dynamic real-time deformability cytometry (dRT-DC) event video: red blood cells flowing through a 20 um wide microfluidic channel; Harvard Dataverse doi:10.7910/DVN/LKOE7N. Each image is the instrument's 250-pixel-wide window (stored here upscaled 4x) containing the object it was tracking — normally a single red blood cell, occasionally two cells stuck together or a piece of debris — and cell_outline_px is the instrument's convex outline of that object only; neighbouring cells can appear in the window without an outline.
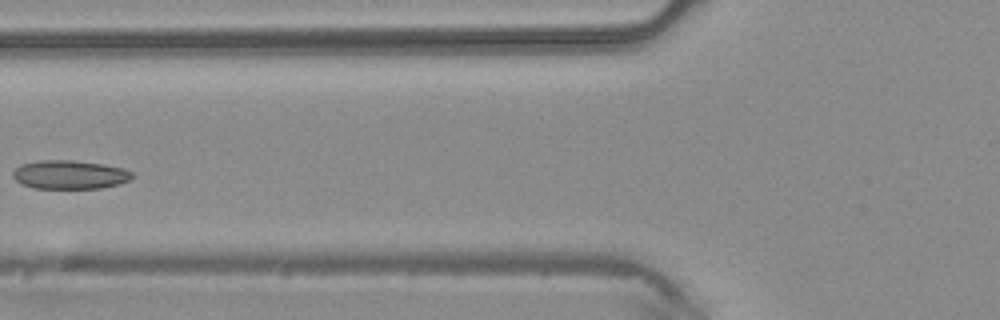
{"species": "common noctule bat (a hibernating species)", "species_latin": "Nyctalus noctula", "temperature_condition": "warm", "stored_images_in_passage": 5, "camera_frame_rate_fps": 3000, "um_per_image_px": 0.085, "animal": {"sex": "male", "body_mass_g": 20.4}, "frame": {"image": 1, "passage_image": 5, "time_ms": 1.333, "image_size_px": [1000, 320], "cell_outline_px": [[132, 180], [120, 184], [100, 188], [32, 188], [20, 184], [12, 176], [12, 172], [20, 164], [40, 160], [72, 160], [104, 164], [124, 168], [132, 172]], "centroid_in_image_um": [5.92, 14.84], "position_along_channel_um": 119.9, "area_um2": 20.17}}